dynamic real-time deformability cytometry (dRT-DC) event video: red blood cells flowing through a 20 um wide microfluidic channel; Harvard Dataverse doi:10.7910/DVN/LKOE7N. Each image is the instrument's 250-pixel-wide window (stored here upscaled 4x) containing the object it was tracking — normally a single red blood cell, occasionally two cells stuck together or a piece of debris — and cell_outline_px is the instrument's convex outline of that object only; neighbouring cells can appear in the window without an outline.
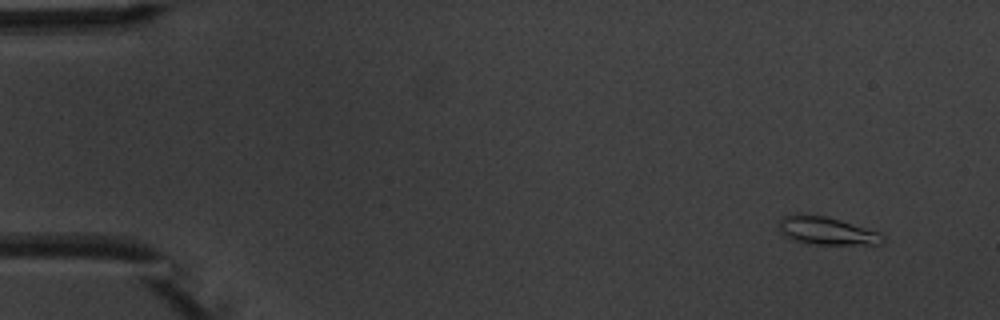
{"species": "common noctule bat (a hibernating species)", "species_latin": "Nyctalus noctula", "temperature_condition": "warm", "stored_images_in_passage": 5, "camera_frame_rate_fps": 3000, "um_per_image_px": 0.085, "animal": {"sex": "male", "body_mass_g": 20.1, "forearm_length_mm": 53.5}, "frame": {"image": 1, "passage_image": 1, "time_ms": 0.0, "image_size_px": [1000, 320], "cell_outline_px": [[888, 240], [880, 244], [816, 244], [792, 240], [780, 232], [780, 220], [784, 216], [824, 216], [840, 220], [880, 232]], "centroid_in_image_um": [70.36, 19.65], "position_along_channel_um": 14.6, "area_um2": 16.36}}
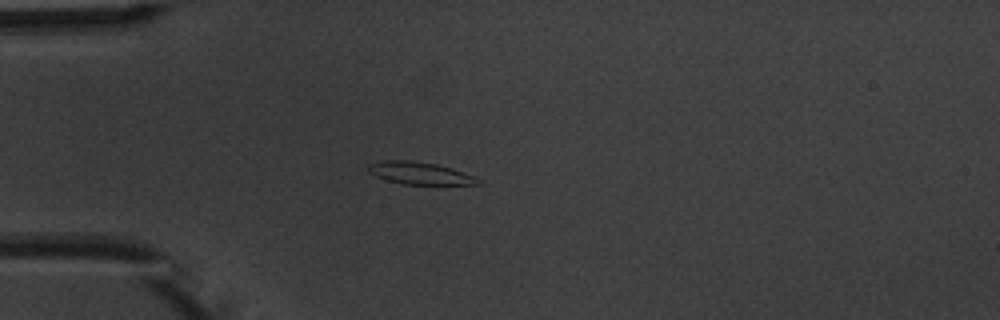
{"frame": {"image": 2, "passage_image": 4, "time_ms": 3.667, "image_size_px": [1000, 320], "cell_outline_px": [[480, 184], [400, 184], [384, 180], [368, 172], [368, 164], [384, 160], [412, 160], [436, 164], [452, 168], [476, 176], [480, 180]], "centroid_in_image_um": [35.66, 14.72], "position_along_channel_um": 49.3, "area_um2": 14.39}}